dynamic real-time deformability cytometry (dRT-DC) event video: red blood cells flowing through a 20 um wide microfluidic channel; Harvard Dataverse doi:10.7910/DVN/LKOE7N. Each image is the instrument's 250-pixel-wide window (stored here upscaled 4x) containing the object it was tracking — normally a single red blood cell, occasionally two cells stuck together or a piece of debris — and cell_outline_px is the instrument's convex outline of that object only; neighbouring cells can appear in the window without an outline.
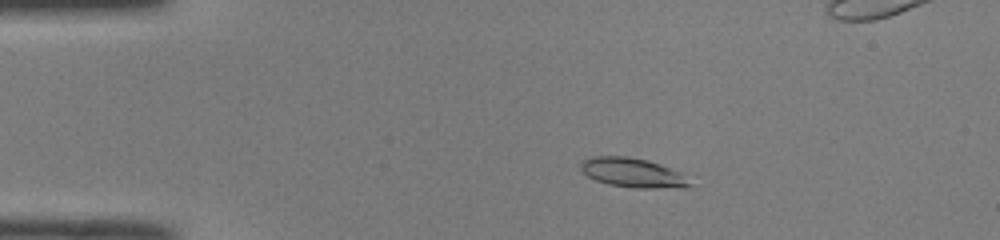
{"species": "common noctule bat (a hibernating species)", "species_latin": "Nyctalus noctula", "temperature_condition": "room temperature", "stored_images_in_passage": 29, "camera_frame_rate_fps": 3000, "um_per_image_px": 0.085, "animal": {"sex": "male", "body_mass_g": 19.0, "forearm_length_mm": 50.8}, "frame": {"image": 1, "passage_image": 9, "time_ms": 2.667, "image_size_px": [1000, 240], "cell_outline_px": [[692, 184], [684, 188], [636, 188], [608, 184], [596, 180], [588, 176], [580, 168], [580, 164], [584, 160], [596, 156], [624, 156], [644, 160], [660, 164], [680, 172]], "centroid_in_image_um": [53.79, 14.69], "position_along_channel_um": 31.2, "area_um2": 18.38}}
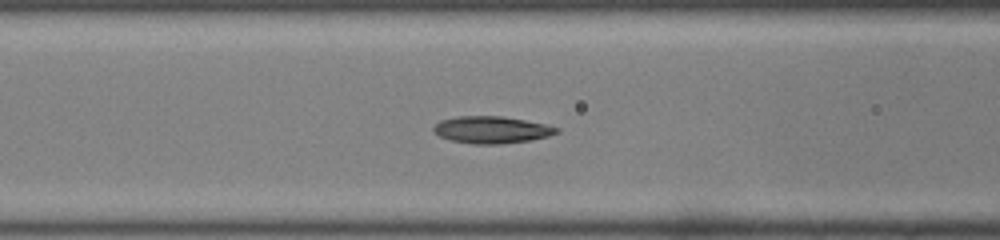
{"frame": {"image": 2, "passage_image": 20, "time_ms": 6.333, "image_size_px": [1000, 240], "cell_outline_px": [[560, 132], [548, 136], [532, 140], [500, 144], [472, 144], [452, 140], [440, 136], [432, 128], [440, 120], [456, 116], [500, 116], [524, 120], [544, 124], [560, 128]], "centroid_in_image_um": [41.8, 11.03], "position_along_channel_um": 124.8, "area_um2": 19.31}}
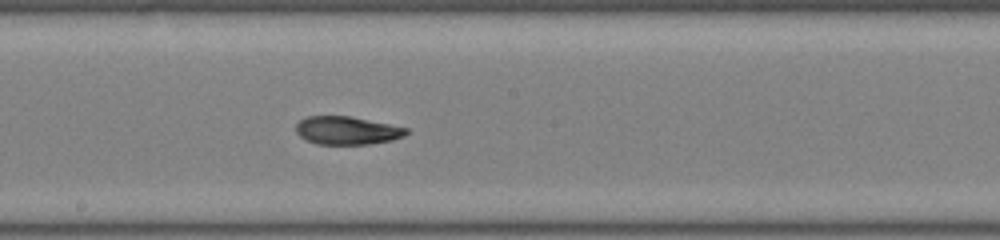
{"frame": {"image": 3, "passage_image": 27, "time_ms": 8.667, "image_size_px": [1000, 240], "cell_outline_px": [[408, 132], [404, 136], [392, 140], [368, 144], [316, 144], [304, 140], [296, 132], [296, 124], [300, 120], [308, 116], [348, 116], [408, 128]], "centroid_in_image_um": [29.46, 11.1], "position_along_channel_um": 218.7, "area_um2": 17.98}}